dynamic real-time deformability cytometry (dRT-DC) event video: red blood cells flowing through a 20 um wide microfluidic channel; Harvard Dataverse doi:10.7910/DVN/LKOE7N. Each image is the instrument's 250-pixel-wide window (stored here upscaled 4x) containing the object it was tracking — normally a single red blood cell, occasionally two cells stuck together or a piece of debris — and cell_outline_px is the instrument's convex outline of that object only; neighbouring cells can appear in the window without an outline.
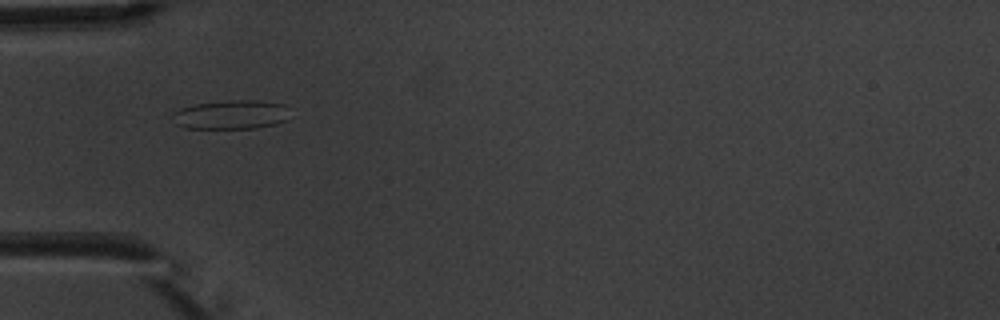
{"species": "common noctule bat (a hibernating species)", "species_latin": "Nyctalus noctula", "temperature_condition": "warm", "stored_images_in_passage": 10, "camera_frame_rate_fps": 3000, "um_per_image_px": 0.085, "animal": {"sex": "male", "body_mass_g": 20.1, "forearm_length_mm": 53.5}, "frame": {"image": 1, "passage_image": 4, "time_ms": 3.667, "image_size_px": [1000, 320], "cell_outline_px": [[288, 120], [276, 124], [256, 128], [184, 128], [176, 124], [172, 112], [180, 108], [196, 104], [228, 100], [256, 100], [284, 104]], "centroid_in_image_um": [19.63, 9.75], "position_along_channel_um": 65.4, "area_um2": 19.77}}
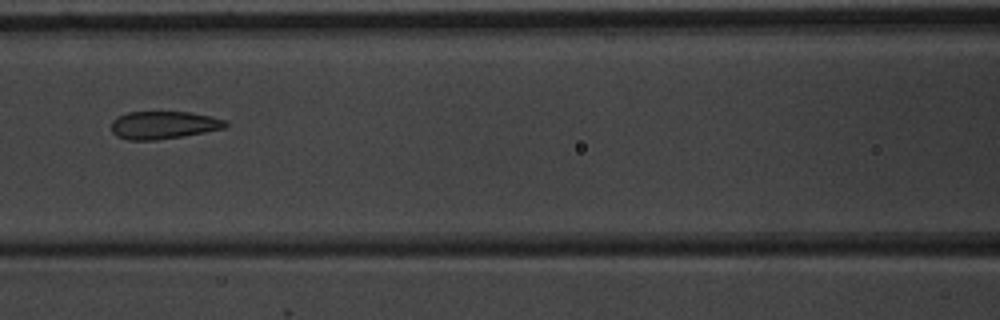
{"frame": {"image": 2, "passage_image": 6, "time_ms": 6.0, "image_size_px": [1000, 320], "cell_outline_px": [[228, 124], [224, 128], [204, 132], [156, 140], [128, 140], [116, 136], [112, 132], [112, 120], [116, 116], [128, 112], [188, 112], [212, 116], [224, 120]], "centroid_in_image_um": [13.85, 10.62], "position_along_channel_um": 152.7, "area_um2": 18.38}}
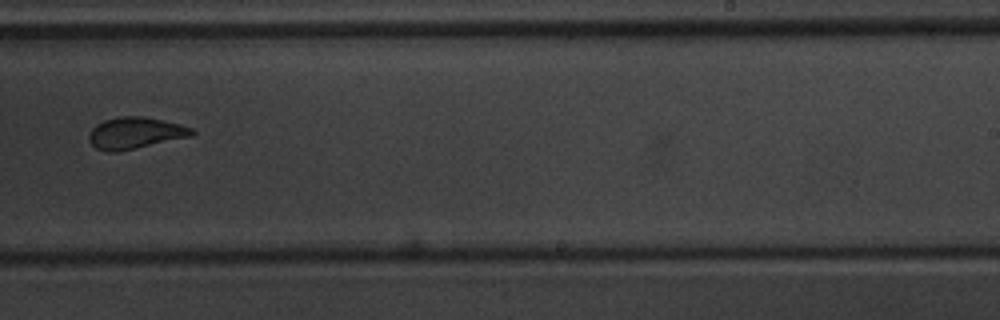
{"frame": {"image": 3, "passage_image": 9, "time_ms": 9.333, "image_size_px": [1000, 320], "cell_outline_px": [[196, 132], [192, 136], [136, 148], [116, 152], [104, 152], [96, 148], [88, 140], [88, 136], [92, 128], [96, 124], [104, 120], [120, 116], [144, 116], [180, 124], [192, 128]], "centroid_in_image_um": [11.48, 11.31], "position_along_channel_um": 277.5, "area_um2": 19.02}}